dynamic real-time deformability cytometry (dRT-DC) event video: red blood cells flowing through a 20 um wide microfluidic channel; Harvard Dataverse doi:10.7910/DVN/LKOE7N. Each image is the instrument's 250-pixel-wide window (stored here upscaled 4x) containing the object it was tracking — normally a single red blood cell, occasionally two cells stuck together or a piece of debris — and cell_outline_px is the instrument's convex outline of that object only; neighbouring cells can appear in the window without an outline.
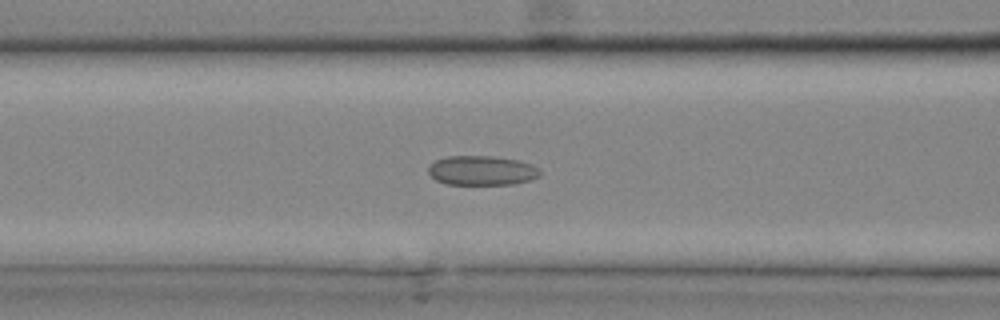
{"species": "common noctule bat (a hibernating species)", "species_latin": "Nyctalus noctula", "temperature_condition": "cold", "stored_images_in_passage": 16, "camera_frame_rate_fps": 3000, "um_per_image_px": 0.085, "animal": {"sex": "male", "body_mass_g": 20.4}, "frame": {"image": 1, "passage_image": 10, "time_ms": 3.0, "image_size_px": [1000, 320], "cell_outline_px": [[540, 176], [516, 184], [448, 184], [436, 180], [428, 172], [428, 168], [436, 160], [448, 156], [492, 156], [520, 160], [532, 164], [540, 168]], "centroid_in_image_um": [41.0, 14.49], "position_along_channel_um": 125.6, "area_um2": 19.19}}
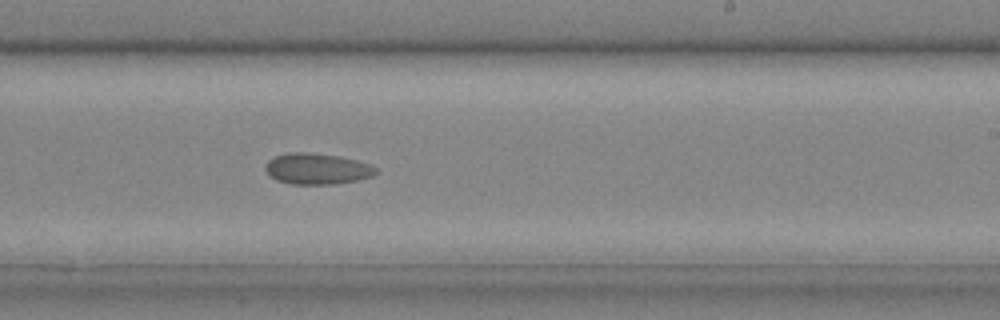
{"frame": {"image": 2, "passage_image": 16, "time_ms": 5.0, "image_size_px": [1000, 320], "cell_outline_px": [[376, 172], [372, 176], [356, 180], [332, 184], [292, 184], [276, 180], [264, 168], [264, 164], [272, 156], [288, 152], [308, 152], [340, 156], [356, 160], [368, 164], [376, 168]], "centroid_in_image_um": [26.89, 14.33], "position_along_channel_um": 262.1, "area_um2": 19.94}}